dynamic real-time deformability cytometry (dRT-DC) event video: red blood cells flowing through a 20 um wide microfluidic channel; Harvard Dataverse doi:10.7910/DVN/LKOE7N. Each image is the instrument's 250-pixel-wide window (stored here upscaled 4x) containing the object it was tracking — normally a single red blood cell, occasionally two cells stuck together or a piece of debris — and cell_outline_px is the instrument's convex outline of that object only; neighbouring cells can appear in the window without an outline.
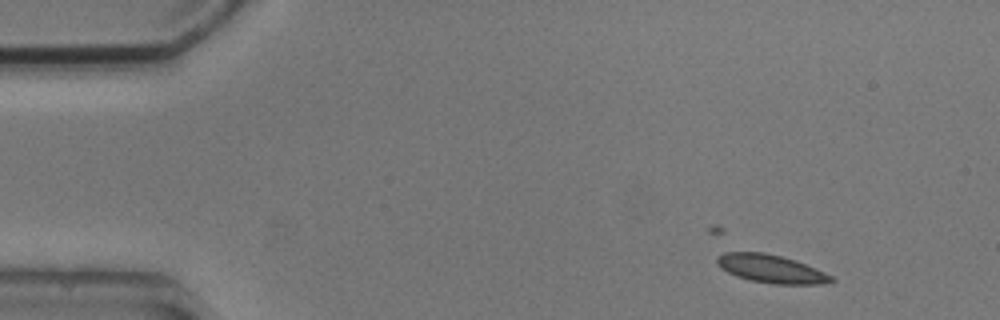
{"species": "common noctule bat (a hibernating species)", "species_latin": "Nyctalus noctula", "temperature_condition": "cold", "stored_images_in_passage": 3, "camera_frame_rate_fps": 3000, "um_per_image_px": 0.085, "animal": {"sex": "male", "body_mass_g": 20.5, "forearm_length_mm": 52.5}, "frame": {"image": 1, "passage_image": 1, "time_ms": 0.0, "image_size_px": [1000, 320], "cell_outline_px": [[836, 280], [820, 284], [772, 284], [752, 280], [736, 276], [720, 268], [716, 264], [716, 256], [724, 252], [764, 252], [796, 260], [816, 268], [832, 276]], "centroid_in_image_um": [65.51, 22.84], "position_along_channel_um": 19.5, "area_um2": 18.79}}